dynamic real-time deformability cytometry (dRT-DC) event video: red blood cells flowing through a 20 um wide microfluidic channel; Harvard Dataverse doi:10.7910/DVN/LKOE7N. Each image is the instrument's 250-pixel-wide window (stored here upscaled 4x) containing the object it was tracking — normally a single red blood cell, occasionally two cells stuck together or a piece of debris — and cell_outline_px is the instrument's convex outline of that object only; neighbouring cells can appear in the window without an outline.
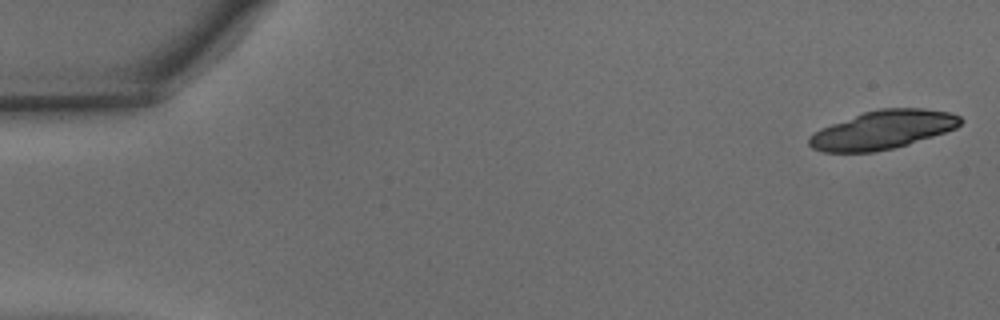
{"species": "common noctule bat (a hibernating species)", "species_latin": "Nyctalus noctula", "temperature_condition": "warm", "stored_images_in_passage": 17, "camera_frame_rate_fps": 3000, "um_per_image_px": 0.085, "animal": {"sex": "male", "body_mass_g": 15.6}, "frame": {"image": 1, "passage_image": 1, "time_ms": 0.0, "image_size_px": [1000, 320], "cell_outline_px": [[964, 120], [956, 128], [908, 144], [892, 148], [872, 152], [824, 152], [812, 148], [808, 144], [808, 136], [820, 128], [864, 112], [880, 108], [924, 108], [948, 112], [960, 116]], "centroid_in_image_um": [75.01, 11.03], "position_along_channel_um": 10.0, "area_um2": 33.81}}